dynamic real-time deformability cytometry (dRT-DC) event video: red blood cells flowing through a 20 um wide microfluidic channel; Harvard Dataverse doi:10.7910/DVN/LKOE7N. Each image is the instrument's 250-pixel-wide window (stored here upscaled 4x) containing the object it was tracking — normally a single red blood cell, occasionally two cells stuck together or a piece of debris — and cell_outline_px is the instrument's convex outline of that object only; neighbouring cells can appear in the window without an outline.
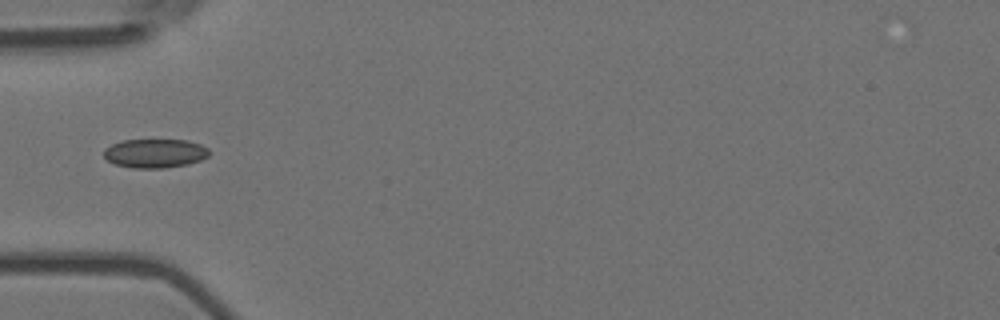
{"species": "Egyptian fruit bat (a non-hibernating species)", "species_latin": "Rousettus aegyptiacus", "temperature_condition": "room temperature", "stored_images_in_passage": 1, "camera_frame_rate_fps": 3000, "um_per_image_px": 0.085, "animal": {"sex": "female"}, "frame": {"image": 1, "passage_image": 1, "time_ms": 0.0, "image_size_px": [1000, 320], "cell_outline_px": [[208, 156], [200, 160], [188, 164], [164, 168], [132, 168], [116, 164], [108, 160], [104, 156], [104, 148], [112, 144], [124, 140], [188, 140], [200, 144], [208, 148]], "centroid_in_image_um": [13.17, 13.03], "position_along_channel_um": 71.8, "area_um2": 17.69}}